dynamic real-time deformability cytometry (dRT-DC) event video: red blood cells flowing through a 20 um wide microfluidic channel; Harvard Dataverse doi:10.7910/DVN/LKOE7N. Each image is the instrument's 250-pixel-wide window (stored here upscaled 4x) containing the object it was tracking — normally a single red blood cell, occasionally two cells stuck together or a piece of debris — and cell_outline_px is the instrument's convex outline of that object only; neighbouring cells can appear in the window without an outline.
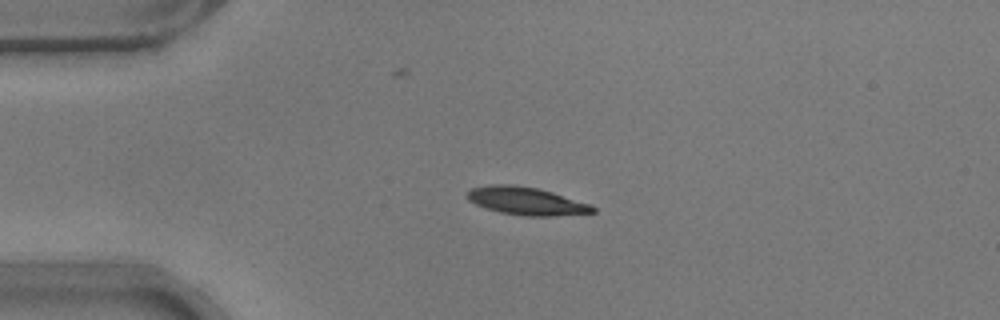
{"species": "common noctule bat (a hibernating species)", "species_latin": "Nyctalus noctula", "temperature_condition": "warm", "stored_images_in_passage": 40, "camera_frame_rate_fps": 3000, "um_per_image_px": 0.085, "animal": {"sex": "male", "body_mass_g": 17.9}, "frame": {"image": 1, "passage_image": 8, "time_ms": 2.333, "image_size_px": [1000, 320], "cell_outline_px": [[596, 212], [552, 216], [524, 216], [500, 212], [476, 204], [468, 200], [468, 192], [472, 188], [488, 184], [512, 184], [536, 188], [552, 192], [592, 204], [596, 208]], "centroid_in_image_um": [44.77, 17.08], "position_along_channel_um": 40.2, "area_um2": 20.29}}
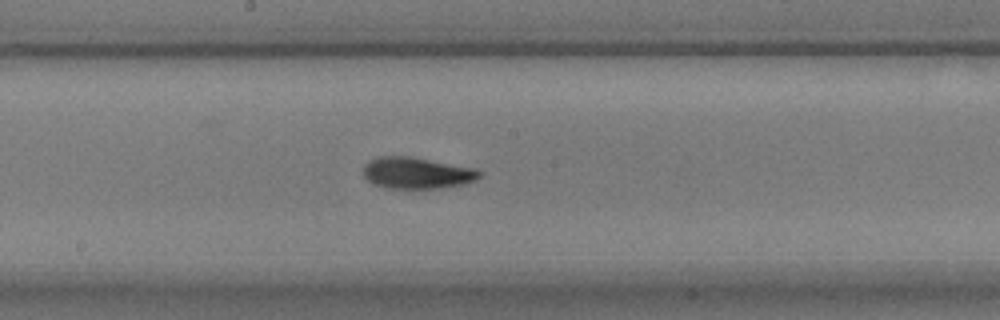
{"frame": {"image": 2, "passage_image": 24, "time_ms": 7.667, "image_size_px": [1000, 320], "cell_outline_px": [[484, 172], [476, 180], [464, 184], [436, 188], [388, 188], [372, 184], [364, 176], [364, 164], [368, 160], [376, 156], [412, 156], [476, 168]], "centroid_in_image_um": [35.44, 14.68], "position_along_channel_um": 212.8, "area_um2": 21.56}}
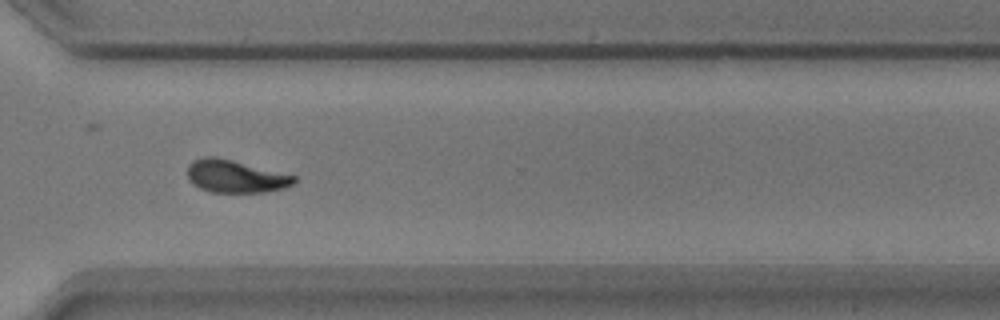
{"frame": {"image": 3, "passage_image": 35, "time_ms": 11.333, "image_size_px": [1000, 320], "cell_outline_px": [[296, 180], [292, 184], [284, 188], [264, 192], [212, 192], [200, 188], [192, 184], [188, 180], [188, 164], [192, 160], [204, 156], [212, 156], [232, 160], [296, 176]], "centroid_in_image_um": [19.97, 14.99], "position_along_channel_um": 350.6, "area_um2": 20.17}, "authors_computed_cell_mechanics": {"area_um2": 20.1433, "velocity_mm_per_s": 3.7561, "shape_relaxation_time_tau1_ms": 2.9402, "shape_relaxation_time_tau2_ms": 1.2913, "deformation_change_tau1": 0.1514, "deformation_change_tau2": 0.0767}}